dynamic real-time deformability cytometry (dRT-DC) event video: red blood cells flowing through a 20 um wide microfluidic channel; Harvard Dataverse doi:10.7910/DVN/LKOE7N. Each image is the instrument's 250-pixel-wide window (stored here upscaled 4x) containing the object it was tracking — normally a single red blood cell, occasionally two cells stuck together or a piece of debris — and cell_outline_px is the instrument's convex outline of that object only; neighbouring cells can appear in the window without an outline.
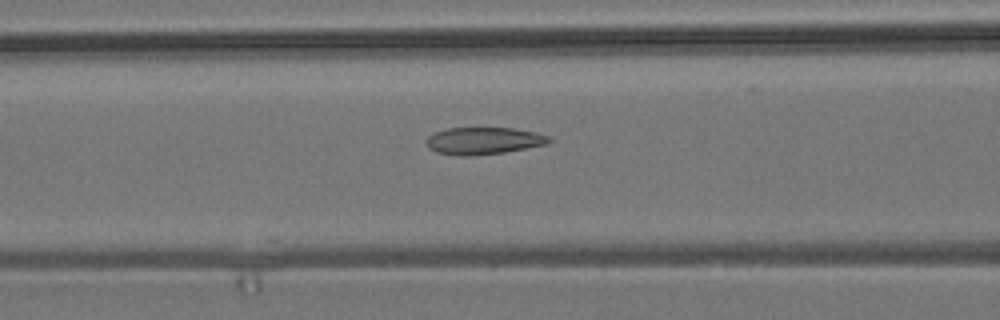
{"species": "common noctule bat (a hibernating species)", "species_latin": "Nyctalus noctula", "temperature_condition": "room temperature", "stored_images_in_passage": 53, "camera_frame_rate_fps": 3000, "um_per_image_px": 0.085, "animal": {"sex": "male", "body_mass_g": 19.2, "forearm_length_mm": 51.8}, "frame": {"image": 1, "passage_image": 20, "time_ms": 6.333, "image_size_px": [1000, 320], "cell_outline_px": [[552, 140], [548, 144], [504, 152], [468, 156], [460, 156], [436, 152], [428, 148], [424, 140], [428, 136], [436, 132], [448, 128], [516, 128], [536, 132], [548, 136]], "centroid_in_image_um": [41.09, 11.96], "position_along_channel_um": 125.5, "area_um2": 19.48}}
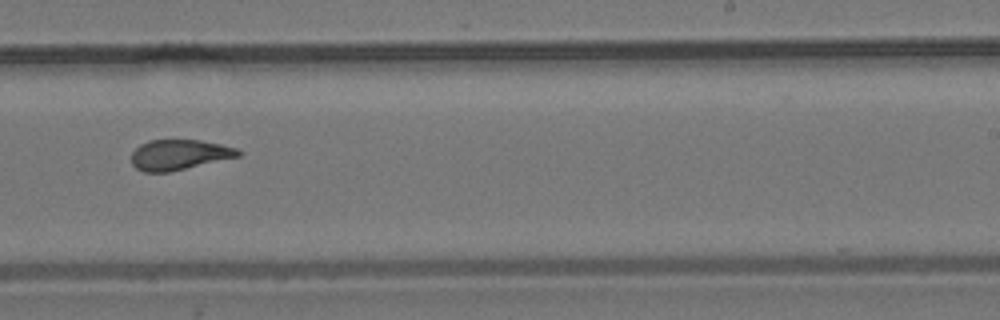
{"frame": {"image": 2, "passage_image": 32, "time_ms": 10.333, "image_size_px": [1000, 320], "cell_outline_px": [[240, 156], [168, 172], [144, 172], [136, 168], [132, 164], [132, 152], [140, 144], [148, 140], [200, 140], [220, 144], [236, 148], [240, 152]], "centroid_in_image_um": [15.2, 13.15], "position_along_channel_um": 273.8, "area_um2": 18.67}}
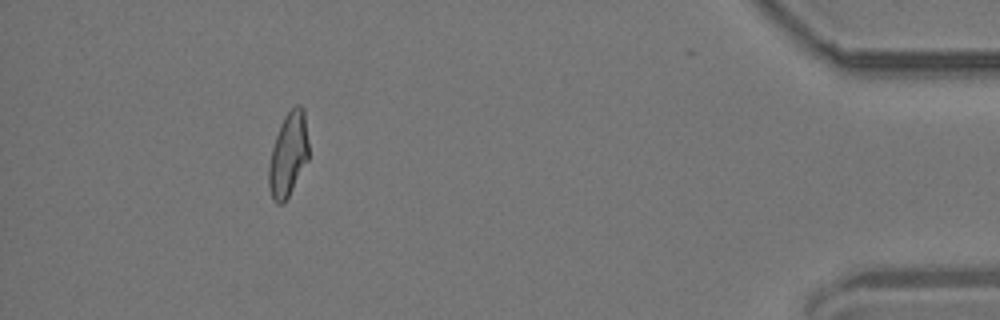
{"frame": {"image": 3, "passage_image": 48, "time_ms": 15.667, "image_size_px": [1000, 320], "cell_outline_px": [[308, 160], [284, 204], [276, 204], [272, 200], [268, 188], [268, 168], [272, 148], [280, 124], [284, 116], [296, 104], [300, 104], [304, 108], [308, 140]], "centroid_in_image_um": [24.49, 13.15], "position_along_channel_um": 410.7, "area_um2": 19.71}, "authors_computed_cell_mechanics": {"area_um2": 19.941, "velocity_mm_per_s": 3.7201, "shape_relaxation_time_tau1_ms": null, "shape_relaxation_time_tau2_ms": 2.1451, "deformation_change_tau1": null, "deformation_change_tau2": 0.1076}}